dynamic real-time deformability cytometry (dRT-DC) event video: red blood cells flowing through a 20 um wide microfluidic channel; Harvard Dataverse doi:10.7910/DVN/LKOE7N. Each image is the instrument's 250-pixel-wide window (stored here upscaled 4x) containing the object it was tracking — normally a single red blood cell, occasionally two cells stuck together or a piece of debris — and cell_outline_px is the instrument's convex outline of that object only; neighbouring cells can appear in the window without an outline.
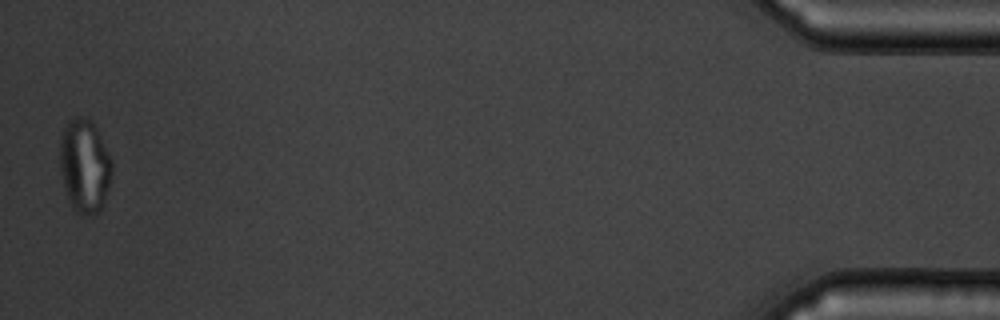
{"species": "common noctule bat (a hibernating species)", "species_latin": "Nyctalus noctula", "temperature_condition": "warm", "stored_images_in_passage": 52, "camera_frame_rate_fps": 3000, "um_per_image_px": 0.085, "animal": {"sex": "male", "body_mass_g": 19.5, "forearm_length_mm": 54.6}, "frame": {"image": 1, "passage_image": 52, "time_ms": 17.0, "image_size_px": [1000, 320], "cell_outline_px": [[112, 172], [100, 212], [88, 216], [76, 212], [72, 208], [64, 184], [60, 168], [60, 136], [68, 120], [76, 116], [80, 116], [96, 124], [112, 160]], "centroid_in_image_um": [7.2, 14.06], "position_along_channel_um": 428.0, "area_um2": 28.38}, "authors_computed_cell_mechanics": {"area_um2": 26.8192, "velocity_mm_per_s": 3.8186, "shape_relaxation_time_tau1_ms": null, "shape_relaxation_time_tau2_ms": 1.8606, "deformation_change_tau1": null, "deformation_change_tau2": 0.0605}}